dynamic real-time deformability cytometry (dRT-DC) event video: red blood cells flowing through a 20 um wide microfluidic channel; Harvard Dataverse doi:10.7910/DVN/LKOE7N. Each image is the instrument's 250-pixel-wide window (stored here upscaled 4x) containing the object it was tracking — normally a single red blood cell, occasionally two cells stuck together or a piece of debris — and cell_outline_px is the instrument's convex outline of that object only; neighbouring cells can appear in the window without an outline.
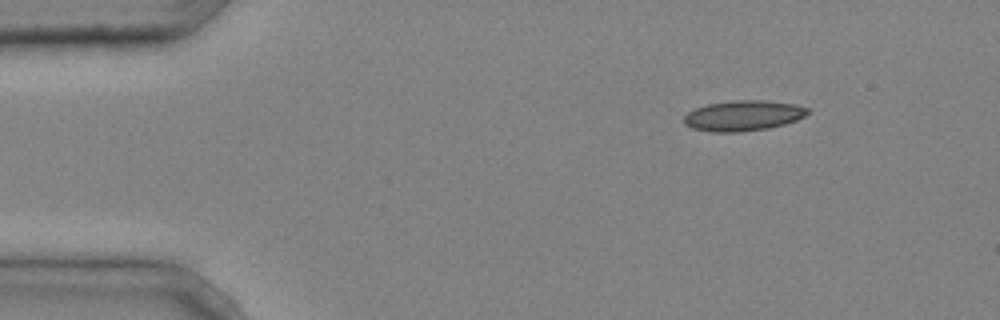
{"species": "common noctule bat (a hibernating species)", "species_latin": "Nyctalus noctula", "temperature_condition": "cold", "stored_images_in_passage": 4, "camera_frame_rate_fps": 3000, "um_per_image_px": 0.085, "animal": {"sex": "male", "body_mass_g": 20.4}, "frame": {"image": 1, "passage_image": 1, "time_ms": 0.0, "image_size_px": [1000, 320], "cell_outline_px": [[808, 112], [804, 116], [796, 120], [784, 124], [768, 128], [740, 132], [712, 132], [692, 128], [684, 124], [684, 116], [688, 112], [696, 108], [708, 104], [732, 100], [764, 100], [796, 104], [808, 108]], "centroid_in_image_um": [63.16, 9.83], "position_along_channel_um": 21.8, "area_um2": 21.91}}
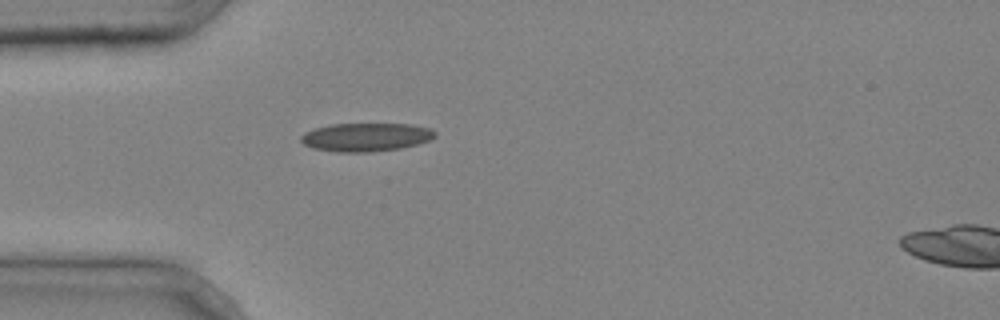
{"frame": {"image": 2, "passage_image": 3, "time_ms": 0.667, "image_size_px": [1000, 320], "cell_outline_px": [[436, 136], [428, 140], [416, 144], [400, 148], [372, 152], [336, 152], [312, 148], [304, 144], [300, 140], [300, 136], [304, 132], [316, 128], [332, 124], [408, 124], [428, 128], [436, 132]], "centroid_in_image_um": [31.06, 11.66], "position_along_channel_um": 53.9, "area_um2": 22.08}}